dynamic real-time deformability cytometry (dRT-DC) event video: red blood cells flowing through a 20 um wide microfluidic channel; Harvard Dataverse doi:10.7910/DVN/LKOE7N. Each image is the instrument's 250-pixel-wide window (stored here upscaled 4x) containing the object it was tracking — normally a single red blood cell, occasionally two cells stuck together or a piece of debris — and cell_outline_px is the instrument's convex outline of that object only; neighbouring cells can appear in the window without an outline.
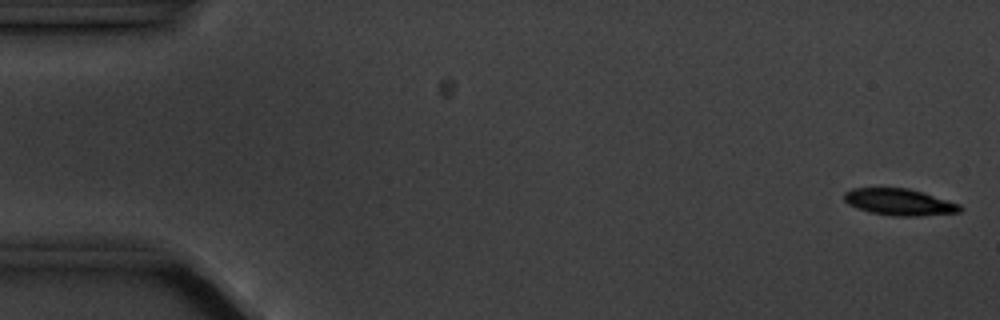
{"species": "common noctule bat (a hibernating species)", "species_latin": "Nyctalus noctula", "temperature_condition": "cold", "stored_images_in_passage": 5, "camera_frame_rate_fps": 3000, "um_per_image_px": 0.085, "animal": {"sex": "male", "body_mass_g": 20.1, "forearm_length_mm": 53.5}, "frame": {"image": 1, "passage_image": 1, "time_ms": 0.0, "image_size_px": [1000, 320], "cell_outline_px": [[964, 208], [960, 212], [920, 216], [892, 216], [868, 212], [856, 208], [848, 204], [844, 200], [844, 192], [852, 188], [908, 188], [960, 204]], "centroid_in_image_um": [76.42, 17.18], "position_along_channel_um": 8.6, "area_um2": 18.03}}